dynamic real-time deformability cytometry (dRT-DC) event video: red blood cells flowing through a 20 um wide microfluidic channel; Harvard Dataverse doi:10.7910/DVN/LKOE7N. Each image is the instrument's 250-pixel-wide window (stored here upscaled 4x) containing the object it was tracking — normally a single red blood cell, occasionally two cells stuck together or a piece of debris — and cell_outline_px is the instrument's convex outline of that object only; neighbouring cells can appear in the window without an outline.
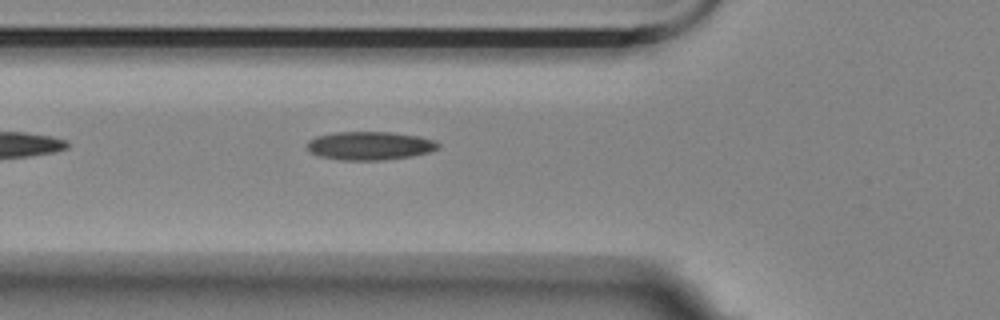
{"species": "Egyptian fruit bat (a non-hibernating species)", "species_latin": "Rousettus aegyptiacus", "temperature_condition": "room temperature", "stored_images_in_passage": 24, "camera_frame_rate_fps": 3000, "um_per_image_px": 0.085, "animal": {"sex": "female"}, "frame": {"image": 1, "passage_image": 3, "time_ms": 0.667, "image_size_px": [1000, 320], "cell_outline_px": [[440, 148], [428, 152], [412, 156], [384, 160], [340, 160], [320, 156], [312, 152], [308, 148], [308, 140], [316, 136], [336, 132], [388, 132], [416, 136], [436, 140], [440, 144]], "centroid_in_image_um": [31.45, 12.39], "position_along_channel_um": 94.3, "area_um2": 21.62}}
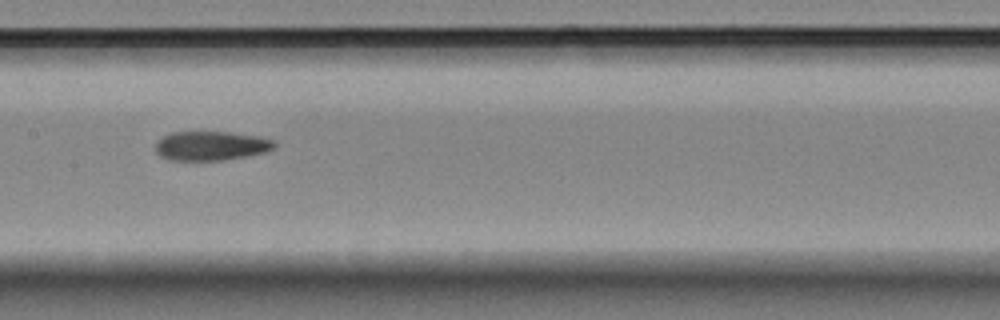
{"frame": {"image": 2, "passage_image": 11, "time_ms": 3.333, "image_size_px": [1000, 320], "cell_outline_px": [[276, 148], [264, 152], [244, 156], [220, 160], [168, 160], [160, 156], [156, 152], [156, 140], [172, 132], [228, 132], [260, 136], [276, 140]], "centroid_in_image_um": [17.95, 12.38], "position_along_channel_um": 189.5, "area_um2": 20.29}}
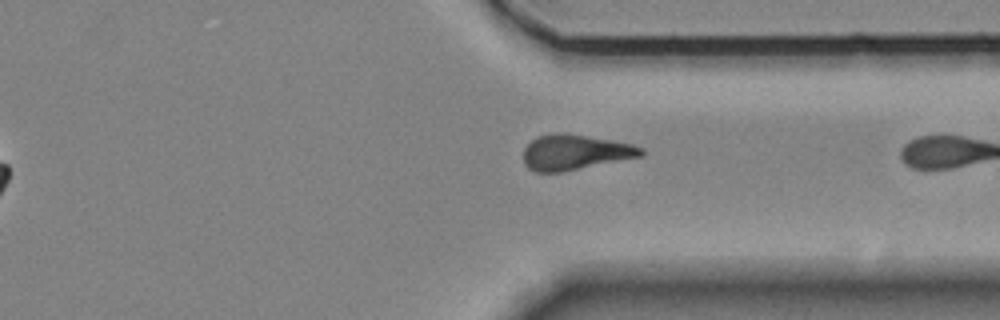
{"frame": {"image": 3, "passage_image": 23, "time_ms": 7.333, "image_size_px": [1000, 320], "cell_outline_px": [[644, 156], [564, 172], [536, 172], [528, 168], [524, 164], [524, 148], [536, 136], [556, 132], [560, 132], [632, 144], [644, 148]], "centroid_in_image_um": [48.87, 12.96], "position_along_channel_um": 362.5, "area_um2": 24.28}}